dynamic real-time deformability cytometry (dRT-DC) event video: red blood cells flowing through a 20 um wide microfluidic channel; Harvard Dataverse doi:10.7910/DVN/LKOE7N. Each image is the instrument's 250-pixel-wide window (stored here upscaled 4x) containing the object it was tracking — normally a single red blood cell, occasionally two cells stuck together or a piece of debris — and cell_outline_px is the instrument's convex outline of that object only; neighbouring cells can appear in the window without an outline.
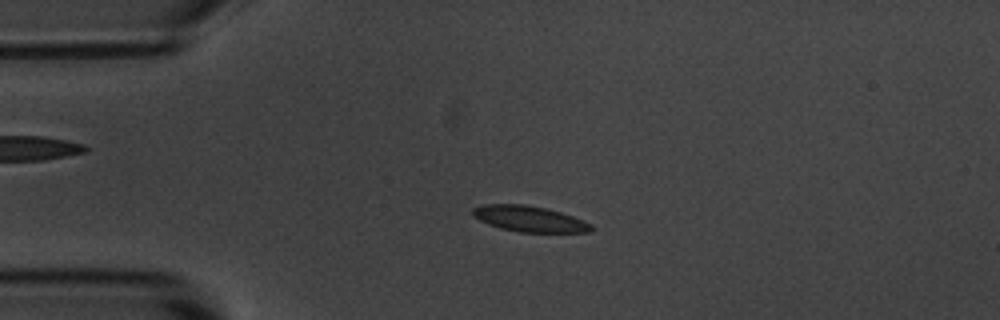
{"species": "common noctule bat (a hibernating species)", "species_latin": "Nyctalus noctula", "temperature_condition": "room temperature", "stored_images_in_passage": 53, "camera_frame_rate_fps": 3000, "um_per_image_px": 0.085, "animal": {"sex": "male", "body_mass_g": 20.1, "forearm_length_mm": 53.5}, "frame": {"image": 1, "passage_image": 10, "time_ms": 3.0, "image_size_px": [1000, 320], "cell_outline_px": [[596, 228], [592, 232], [520, 232], [500, 228], [488, 224], [472, 216], [472, 208], [484, 204], [524, 204], [544, 208], [560, 212], [584, 220], [592, 224]], "centroid_in_image_um": [45.02, 18.6], "position_along_channel_um": 40.0, "area_um2": 17.92}}
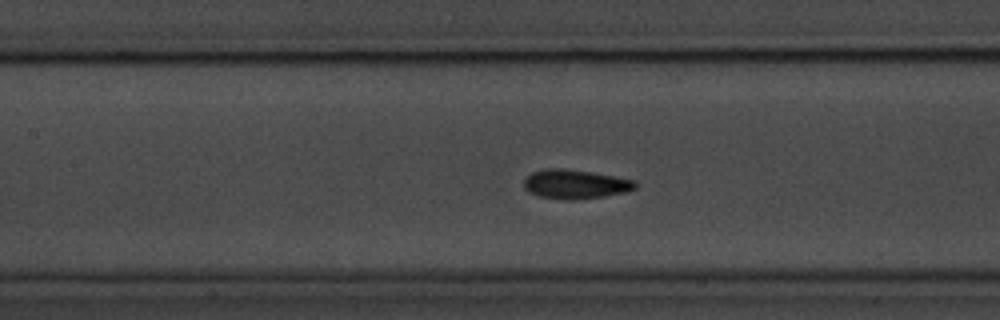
{"frame": {"image": 2, "passage_image": 22, "time_ms": 7.0, "image_size_px": [1000, 320], "cell_outline_px": [[636, 188], [628, 192], [604, 196], [576, 200], [564, 200], [540, 196], [528, 192], [524, 188], [524, 180], [532, 172], [548, 168], [564, 168], [592, 172], [636, 180]], "centroid_in_image_um": [48.91, 15.66], "position_along_channel_um": 158.5, "area_um2": 19.07}}
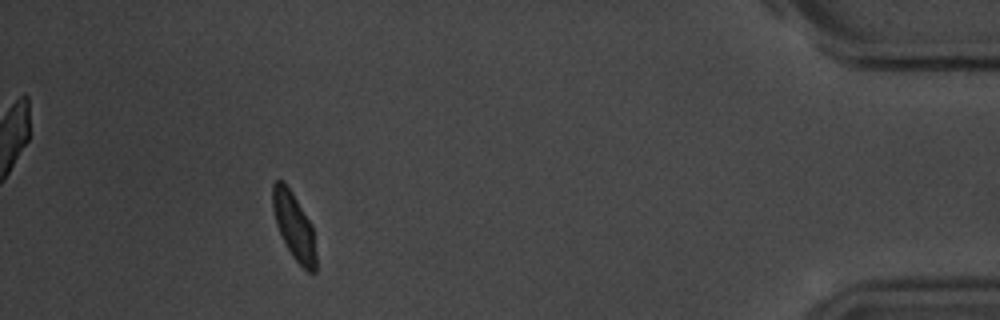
{"frame": {"image": 3, "passage_image": 48, "time_ms": 15.667, "image_size_px": [1000, 320], "cell_outline_px": [[316, 272], [308, 272], [292, 256], [276, 224], [272, 208], [272, 184], [276, 180], [284, 180], [292, 192], [312, 224], [316, 256]], "centroid_in_image_um": [24.99, 19.18], "position_along_channel_um": 410.2, "area_um2": 16.82}, "authors_computed_cell_mechanics": {"area_um2": 17.918, "velocity_mm_per_s": 3.5863, "shape_relaxation_time_tau1_ms": 3.1246, "shape_relaxation_time_tau2_ms": 1.1327, "deformation_change_tau1": 0.0992, "deformation_change_tau2": 0.0481}}